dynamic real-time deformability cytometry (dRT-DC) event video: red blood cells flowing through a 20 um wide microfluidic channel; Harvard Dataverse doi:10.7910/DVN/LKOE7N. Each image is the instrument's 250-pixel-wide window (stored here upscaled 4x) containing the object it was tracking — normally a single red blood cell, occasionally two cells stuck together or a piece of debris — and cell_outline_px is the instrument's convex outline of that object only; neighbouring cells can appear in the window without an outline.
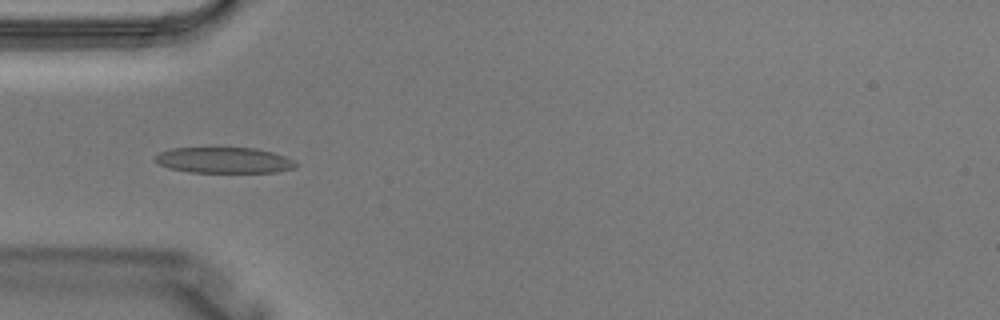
{"species": "Egyptian fruit bat (a non-hibernating species)", "species_latin": "Rousettus aegyptiacus", "temperature_condition": "warm", "stored_images_in_passage": 3, "camera_frame_rate_fps": 3000, "um_per_image_px": 0.085, "animal": {"sex": "male"}, "frame": {"image": 1, "passage_image": 2, "time_ms": 0.333, "image_size_px": [1000, 320], "cell_outline_px": [[296, 168], [276, 172], [188, 172], [168, 168], [160, 164], [156, 160], [156, 156], [160, 152], [172, 148], [256, 148], [272, 152], [284, 156], [292, 160], [296, 164]], "centroid_in_image_um": [19.05, 13.62], "position_along_channel_um": 66.0, "area_um2": 20.98}}